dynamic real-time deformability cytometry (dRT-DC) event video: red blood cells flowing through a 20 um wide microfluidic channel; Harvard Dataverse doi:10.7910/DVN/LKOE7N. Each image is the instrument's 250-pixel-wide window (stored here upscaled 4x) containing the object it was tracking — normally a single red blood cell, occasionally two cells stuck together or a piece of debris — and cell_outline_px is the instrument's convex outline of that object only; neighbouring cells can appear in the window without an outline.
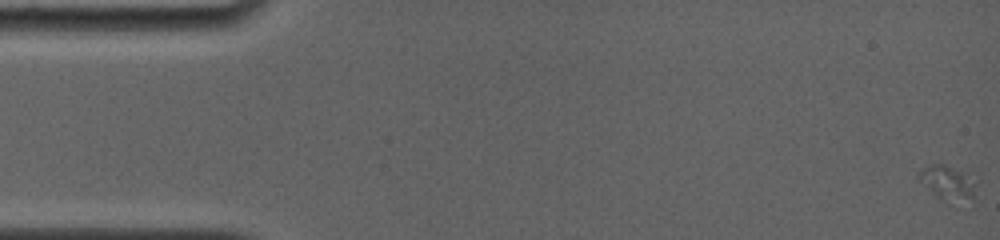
{"species": "common noctule bat (a hibernating species)", "species_latin": "Nyctalus noctula", "temperature_condition": "room temperature", "stored_images_in_passage": 11, "camera_frame_rate_fps": 4000, "um_per_image_px": 0.085, "animal": {"sex": "female", "body_mass_g": 19.0, "forearm_length_mm": 56.7}, "frame": {"image": 1, "passage_image": 1, "time_ms": 0.0, "image_size_px": [1000, 240], "cell_outline_px": [[980, 180], [972, 196], [944, 204], [916, 180], [916, 176], [920, 168], [928, 164], [944, 164]], "centroid_in_image_um": [80.47, 15.52], "position_along_channel_um": 4.5, "area_um2": 11.91}}